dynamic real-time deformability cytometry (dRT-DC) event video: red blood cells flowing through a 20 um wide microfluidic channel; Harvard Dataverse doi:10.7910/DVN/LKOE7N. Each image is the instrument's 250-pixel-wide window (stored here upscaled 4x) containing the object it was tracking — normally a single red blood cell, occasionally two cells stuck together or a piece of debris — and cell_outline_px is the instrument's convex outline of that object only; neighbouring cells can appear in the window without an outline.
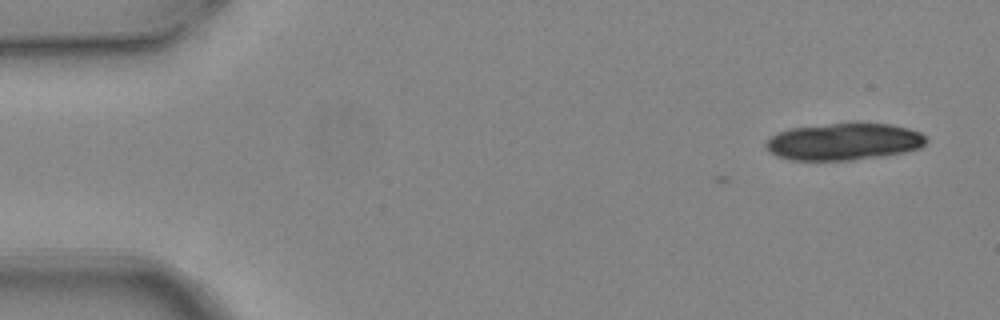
{"species": "common noctule bat (a hibernating species)", "species_latin": "Nyctalus noctula", "temperature_condition": "warm", "stored_images_in_passage": 3, "camera_frame_rate_fps": 3000, "um_per_image_px": 0.085, "animal": {"sex": "female", "body_mass_g": 24.6, "forearm_length_mm": 56.2}, "frame": {"image": 1, "passage_image": 3, "time_ms": 0.667, "image_size_px": [1000, 320], "cell_outline_px": [[928, 140], [920, 148], [904, 152], [884, 156], [852, 160], [788, 160], [776, 156], [768, 152], [764, 148], [764, 140], [776, 132], [788, 128], [832, 124], [892, 124], [908, 128], [920, 132]], "centroid_in_image_um": [71.65, 12.06], "position_along_channel_um": 13.3, "area_um2": 34.8}}